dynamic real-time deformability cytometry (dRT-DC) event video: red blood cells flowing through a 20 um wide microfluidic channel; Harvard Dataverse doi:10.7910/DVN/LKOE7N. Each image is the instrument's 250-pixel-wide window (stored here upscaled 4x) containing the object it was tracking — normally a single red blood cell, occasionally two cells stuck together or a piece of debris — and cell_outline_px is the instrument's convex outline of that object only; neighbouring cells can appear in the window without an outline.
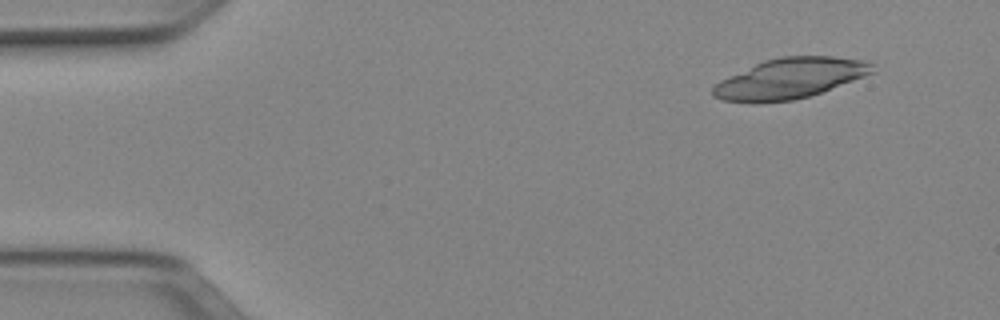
{"species": "Egyptian fruit bat (a non-hibernating species)", "species_latin": "Rousettus aegyptiacus", "temperature_condition": "cold", "stored_images_in_passage": 50, "camera_frame_rate_fps": 3000, "um_per_image_px": 0.085, "animal": {"sex": "female"}, "frame": {"image": 1, "passage_image": 5, "time_ms": 1.333, "image_size_px": [1000, 320], "cell_outline_px": [[876, 72], [820, 92], [808, 96], [792, 100], [756, 104], [720, 100], [712, 96], [712, 88], [720, 80], [728, 76], [764, 60], [780, 56], [832, 56], [864, 60], [876, 64]], "centroid_in_image_um": [67.14, 6.67], "position_along_channel_um": 17.9, "area_um2": 37.8}}